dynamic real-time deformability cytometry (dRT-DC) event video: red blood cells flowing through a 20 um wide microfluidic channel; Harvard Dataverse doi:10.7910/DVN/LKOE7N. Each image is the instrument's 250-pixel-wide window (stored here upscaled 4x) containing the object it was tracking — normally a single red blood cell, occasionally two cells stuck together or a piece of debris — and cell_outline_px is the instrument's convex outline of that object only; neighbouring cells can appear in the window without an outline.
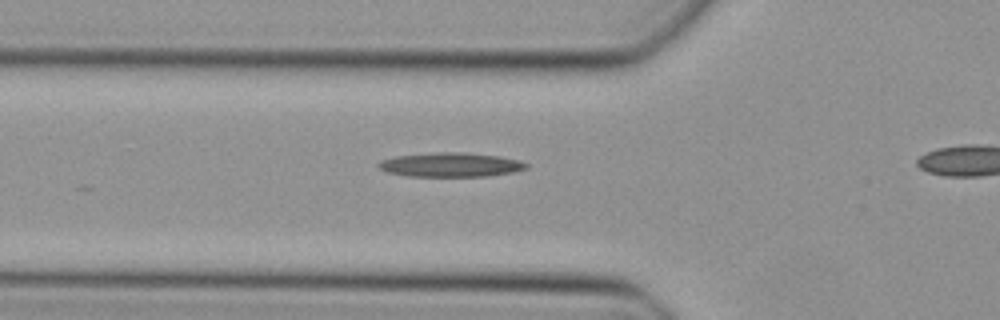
{"species": "Egyptian fruit bat (a non-hibernating species)", "species_latin": "Rousettus aegyptiacus", "temperature_condition": "cold", "stored_images_in_passage": 13, "camera_frame_rate_fps": 3000, "um_per_image_px": 0.085, "animal": {"sex": "female"}, "frame": {"image": 1, "passage_image": 6, "time_ms": 1.667, "image_size_px": [1000, 320], "cell_outline_px": [[528, 168], [512, 172], [488, 176], [408, 176], [388, 172], [380, 168], [376, 164], [380, 160], [392, 156], [440, 152], [460, 152], [500, 156], [516, 160], [528, 164]], "centroid_in_image_um": [38.26, 14.0], "position_along_channel_um": 87.5, "area_um2": 20.75}}
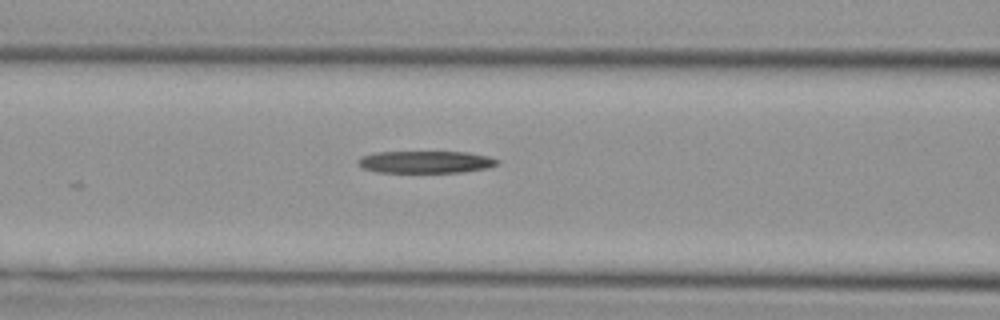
{"frame": {"image": 2, "passage_image": 9, "time_ms": 2.667, "image_size_px": [1000, 320], "cell_outline_px": [[500, 164], [488, 168], [460, 172], [380, 172], [364, 168], [356, 160], [360, 156], [376, 152], [468, 152], [488, 156], [500, 160]], "centroid_in_image_um": [36.22, 13.76], "position_along_channel_um": 130.4, "area_um2": 17.98}}
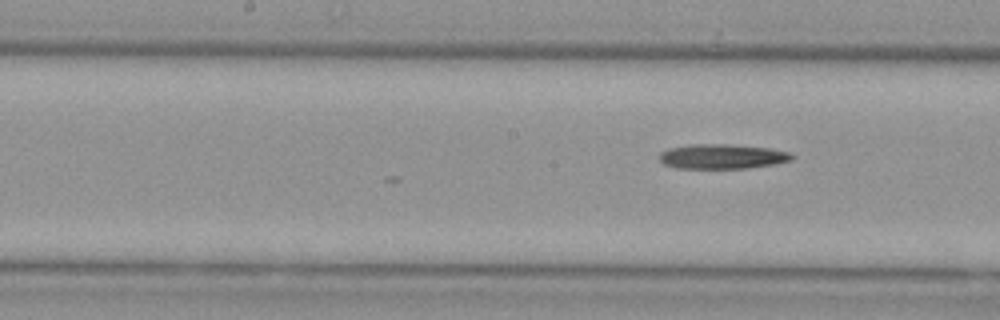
{"frame": {"image": 3, "passage_image": 13, "time_ms": 4.0, "image_size_px": [1000, 320], "cell_outline_px": [[792, 160], [776, 164], [748, 168], [676, 168], [664, 164], [660, 160], [660, 152], [668, 148], [692, 144], [724, 144], [768, 148], [788, 152], [792, 156]], "centroid_in_image_um": [61.36, 13.3], "position_along_channel_um": 186.8, "area_um2": 18.96}}